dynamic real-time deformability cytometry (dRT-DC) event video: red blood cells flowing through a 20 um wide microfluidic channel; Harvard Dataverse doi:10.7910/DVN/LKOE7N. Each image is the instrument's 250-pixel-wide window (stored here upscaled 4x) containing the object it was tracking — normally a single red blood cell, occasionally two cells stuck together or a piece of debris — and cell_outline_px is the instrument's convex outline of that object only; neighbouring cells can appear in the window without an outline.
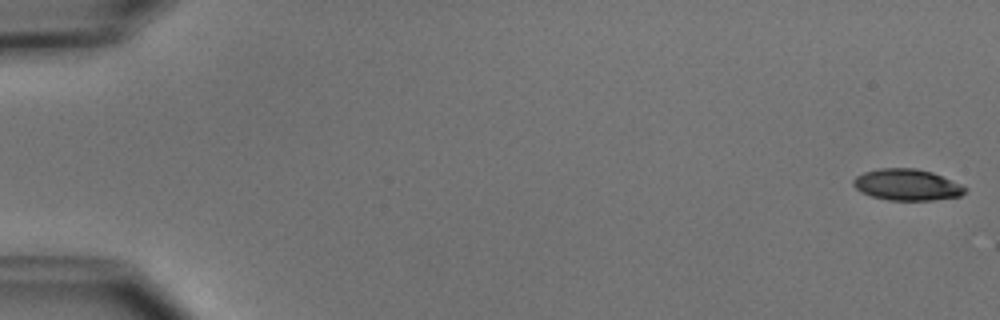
{"species": "common noctule bat (a hibernating species)", "species_latin": "Nyctalus noctula", "temperature_condition": "cold", "stored_images_in_passage": 6, "segment_of_instrument_passage": [1, 2], "camera_frame_rate_fps": 3000, "um_per_image_px": 0.085, "animal": {"sex": "male", "body_mass_g": 15.6}, "frame": {"image": 1, "passage_image": 1, "time_ms": 0.0, "image_size_px": [1000, 320], "cell_outline_px": [[968, 188], [960, 196], [932, 200], [888, 200], [872, 196], [860, 192], [852, 184], [852, 180], [856, 176], [864, 172], [880, 168], [916, 168], [932, 172], [960, 184]], "centroid_in_image_um": [77.06, 15.7], "position_along_channel_um": 7.9, "area_um2": 20.35}}
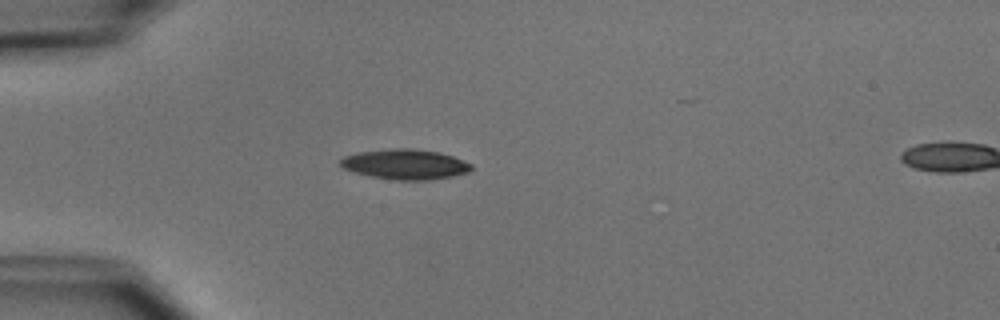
{"frame": {"image": 2, "passage_image": 5, "time_ms": 4.667, "image_size_px": [1000, 320], "cell_outline_px": [[472, 168], [468, 172], [452, 176], [428, 180], [396, 180], [372, 176], [356, 172], [344, 168], [340, 164], [340, 160], [344, 156], [356, 152], [388, 148], [412, 148], [440, 152], [452, 156], [472, 164]], "centroid_in_image_um": [34.44, 13.95], "position_along_channel_um": 50.6, "area_um2": 22.95}}